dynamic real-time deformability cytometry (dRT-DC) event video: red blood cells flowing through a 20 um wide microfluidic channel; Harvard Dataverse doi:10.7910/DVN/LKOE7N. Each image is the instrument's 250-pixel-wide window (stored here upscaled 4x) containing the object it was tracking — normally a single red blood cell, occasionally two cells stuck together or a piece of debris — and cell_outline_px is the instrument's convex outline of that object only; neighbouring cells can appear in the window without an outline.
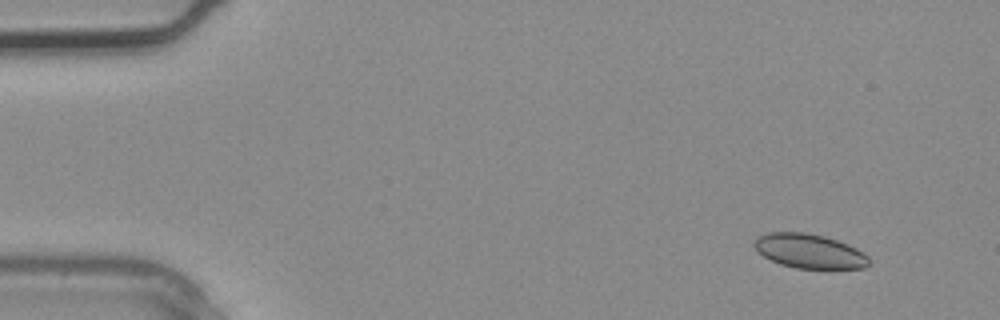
{"species": "common noctule bat (a hibernating species)", "species_latin": "Nyctalus noctula", "temperature_condition": "warm", "stored_images_in_passage": 3, "camera_frame_rate_fps": 3000, "um_per_image_px": 0.085, "animal": {"sex": "male", "body_mass_g": 20.4}, "frame": {"image": 1, "passage_image": 1, "time_ms": 0.0, "image_size_px": [1000, 320], "cell_outline_px": [[868, 264], [864, 268], [796, 268], [780, 264], [756, 252], [752, 244], [752, 240], [768, 232], [804, 232], [824, 236], [836, 240], [856, 248], [868, 256]], "centroid_in_image_um": [68.73, 21.34], "position_along_channel_um": 16.3, "area_um2": 22.83}}
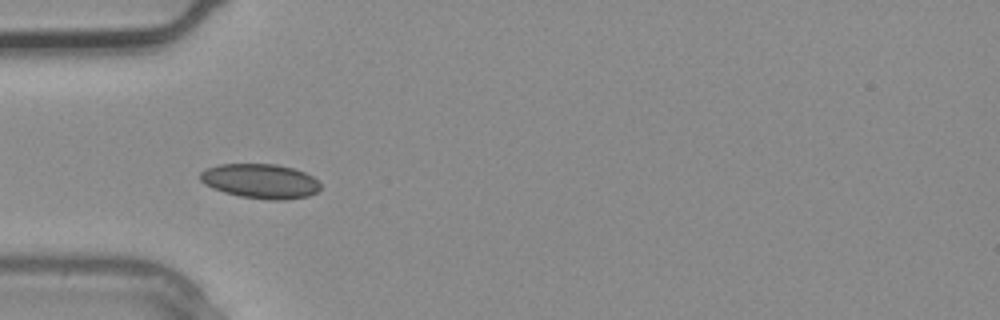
{"frame": {"image": 2, "passage_image": 3, "time_ms": 0.667, "image_size_px": [1000, 320], "cell_outline_px": [[320, 188], [316, 192], [308, 196], [284, 200], [268, 200], [240, 196], [224, 192], [212, 188], [204, 184], [200, 180], [200, 172], [204, 168], [220, 164], [276, 164], [292, 168], [304, 172], [312, 176], [320, 184]], "centroid_in_image_um": [22.1, 15.39], "position_along_channel_um": 62.9, "area_um2": 24.28}}